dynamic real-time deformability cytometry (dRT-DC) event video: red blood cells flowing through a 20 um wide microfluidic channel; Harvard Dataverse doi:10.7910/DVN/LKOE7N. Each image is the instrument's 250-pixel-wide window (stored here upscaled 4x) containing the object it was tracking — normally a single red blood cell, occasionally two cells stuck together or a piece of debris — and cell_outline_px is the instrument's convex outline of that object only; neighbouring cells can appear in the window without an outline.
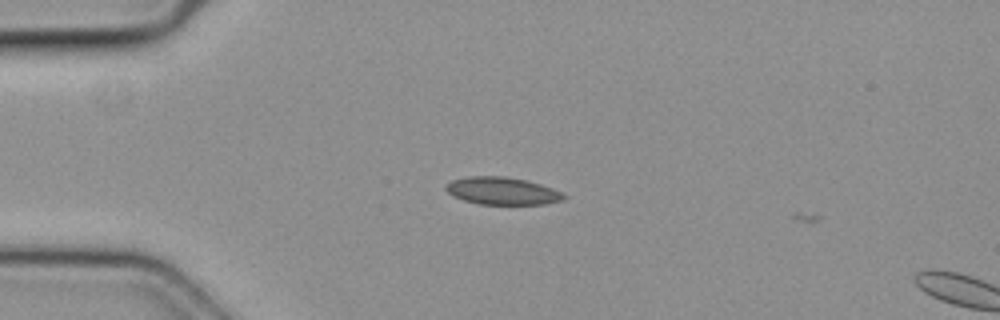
{"species": "common noctule bat (a hibernating species)", "species_latin": "Nyctalus noctula", "temperature_condition": "cold", "stored_images_in_passage": 8, "camera_frame_rate_fps": 3000, "um_per_image_px": 0.085, "animal": {"sex": "female", "body_mass_g": 19.3, "forearm_length_mm": 54.1}, "frame": {"image": 1, "passage_image": 7, "time_ms": 2.0, "image_size_px": [1000, 320], "cell_outline_px": [[568, 196], [564, 200], [544, 204], [480, 204], [464, 200], [452, 196], [444, 188], [444, 184], [452, 180], [468, 176], [504, 176], [528, 180], [552, 188]], "centroid_in_image_um": [42.67, 16.22], "position_along_channel_um": 42.3, "area_um2": 19.02}}